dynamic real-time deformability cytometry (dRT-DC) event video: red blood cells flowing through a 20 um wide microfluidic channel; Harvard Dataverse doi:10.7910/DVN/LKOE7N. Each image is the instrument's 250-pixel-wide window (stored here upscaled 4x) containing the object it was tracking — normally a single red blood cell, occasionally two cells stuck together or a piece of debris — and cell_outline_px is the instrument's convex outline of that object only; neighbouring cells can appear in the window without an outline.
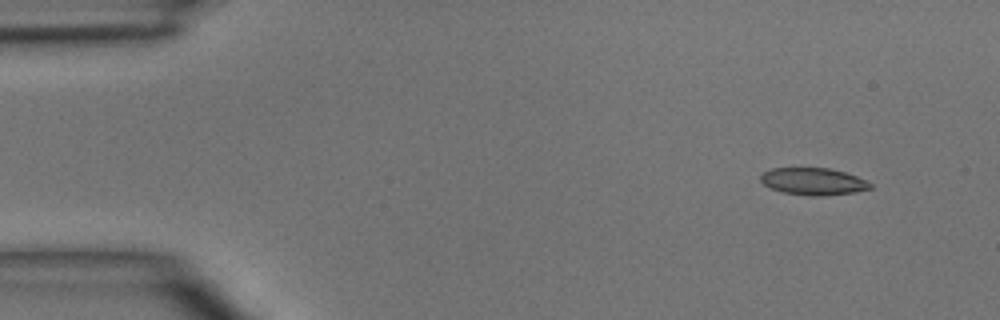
{"species": "common noctule bat (a hibernating species)", "species_latin": "Nyctalus noctula", "temperature_condition": "room temperature", "stored_images_in_passage": 6, "camera_frame_rate_fps": 3000, "um_per_image_px": 0.085, "animal": {"sex": "male", "body_mass_g": 15.6}, "frame": {"image": 1, "passage_image": 1, "time_ms": 0.0, "image_size_px": [1000, 320], "cell_outline_px": [[872, 188], [856, 192], [824, 196], [812, 196], [784, 192], [772, 188], [764, 184], [760, 180], [760, 176], [764, 172], [772, 168], [828, 168], [844, 172], [868, 180], [872, 184]], "centroid_in_image_um": [69.17, 15.42], "position_along_channel_um": 15.8, "area_um2": 17.28}}
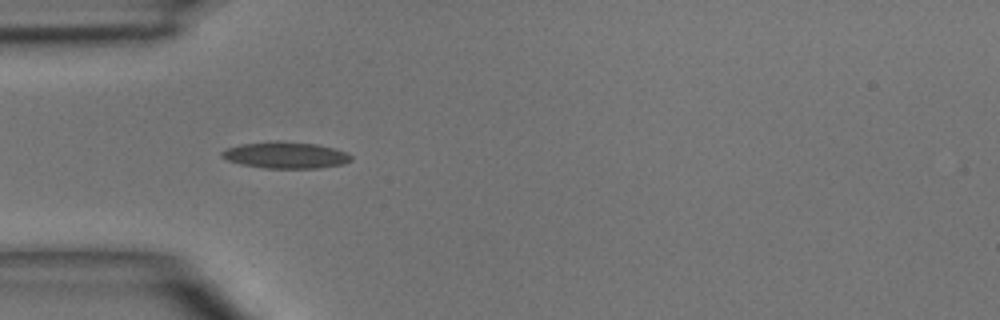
{"frame": {"image": 2, "passage_image": 4, "time_ms": 3.333, "image_size_px": [1000, 320], "cell_outline_px": [[352, 160], [344, 164], [320, 168], [264, 168], [240, 164], [228, 160], [220, 156], [220, 152], [228, 148], [240, 144], [276, 140], [316, 144], [332, 148], [344, 152], [352, 156]], "centroid_in_image_um": [24.25, 13.18], "position_along_channel_um": 60.7, "area_um2": 20.0}}
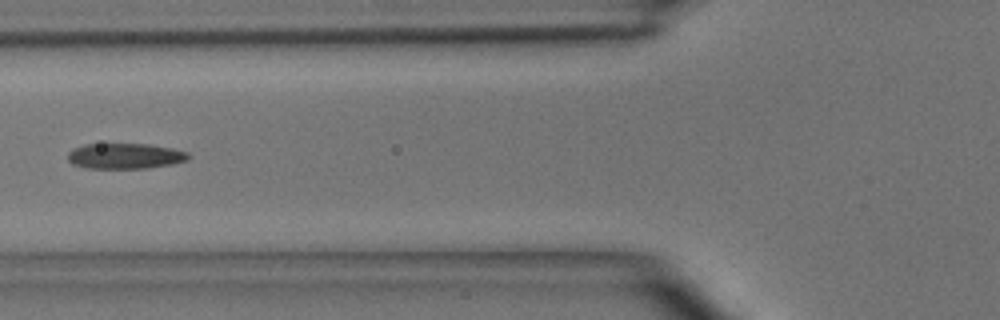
{"frame": {"image": 3, "passage_image": 5, "time_ms": 4.667, "image_size_px": [1000, 320], "cell_outline_px": [[192, 156], [188, 160], [172, 164], [148, 168], [88, 168], [72, 164], [68, 160], [68, 152], [72, 148], [84, 144], [148, 144], [172, 148], [188, 152]], "centroid_in_image_um": [10.64, 13.26], "position_along_channel_um": 115.2, "area_um2": 18.09}}